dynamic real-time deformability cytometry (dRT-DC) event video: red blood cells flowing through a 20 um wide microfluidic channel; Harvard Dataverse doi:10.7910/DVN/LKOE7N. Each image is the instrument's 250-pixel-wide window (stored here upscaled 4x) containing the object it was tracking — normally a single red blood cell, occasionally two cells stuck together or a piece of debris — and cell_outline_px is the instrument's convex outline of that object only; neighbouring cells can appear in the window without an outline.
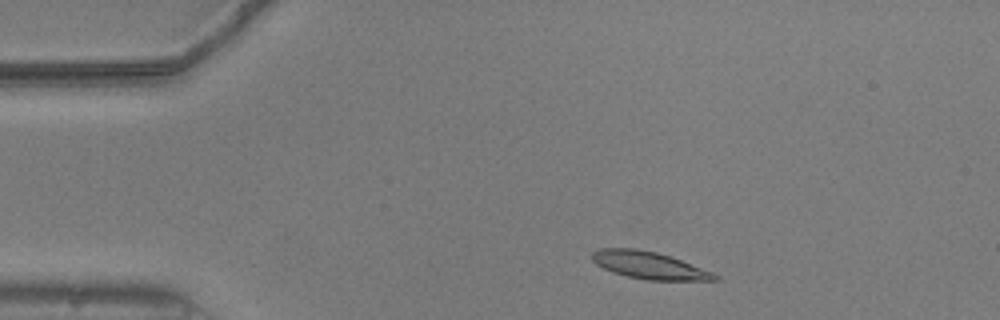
{"species": "common noctule bat (a hibernating species)", "species_latin": "Nyctalus noctula", "temperature_condition": "warm", "stored_images_in_passage": 45, "camera_frame_rate_fps": 3000, "um_per_image_px": 0.085, "animal": {"sex": "male", "body_mass_g": 20.5, "forearm_length_mm": 52.5}, "frame": {"image": 1, "passage_image": 1, "time_ms": 0.0, "image_size_px": [1000, 320], "cell_outline_px": [[720, 280], [648, 280], [628, 276], [612, 272], [596, 264], [592, 260], [592, 252], [600, 248], [636, 248], [656, 252], [672, 256], [712, 272], [720, 276]], "centroid_in_image_um": [55.18, 22.54], "position_along_channel_um": 29.8, "area_um2": 19.48}}
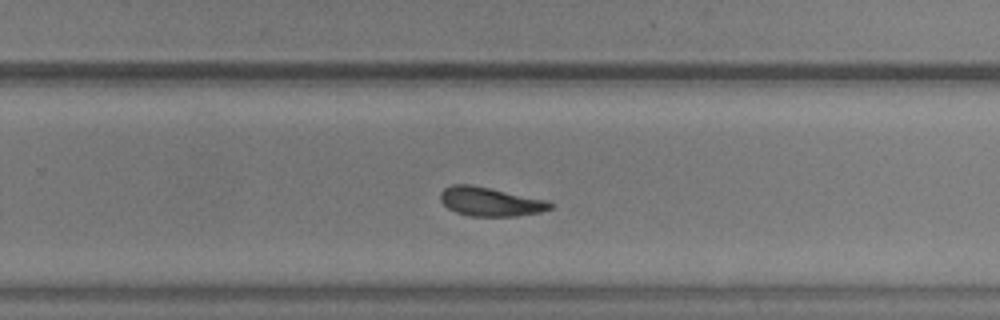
{"frame": {"image": 2, "passage_image": 26, "time_ms": 8.333, "image_size_px": [1000, 320], "cell_outline_px": [[552, 208], [540, 212], [516, 216], [468, 216], [456, 212], [448, 208], [440, 200], [440, 192], [444, 188], [452, 184], [472, 184], [548, 200], [552, 204]], "centroid_in_image_um": [41.65, 17.13], "position_along_channel_um": 288.1, "area_um2": 18.61}}
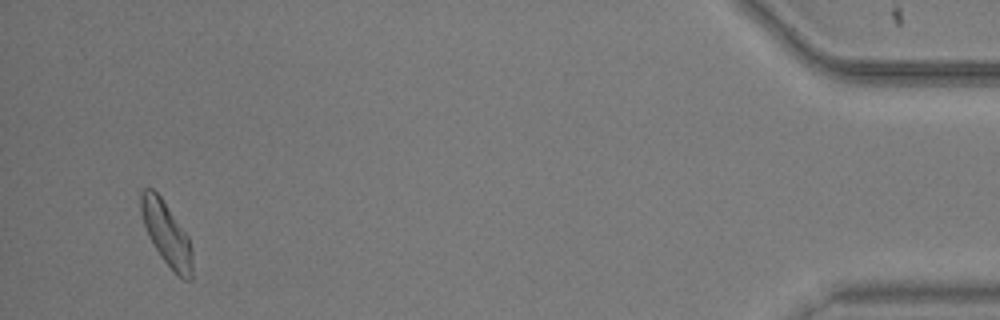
{"frame": {"image": 3, "passage_image": 43, "time_ms": 14.0, "image_size_px": [1000, 320], "cell_outline_px": [[192, 280], [184, 280], [164, 260], [148, 236], [140, 212], [140, 192], [144, 188], [152, 188], [160, 196], [188, 236], [192, 248]], "centroid_in_image_um": [14.15, 19.84], "position_along_channel_um": 421.1, "area_um2": 18.67}, "authors_computed_cell_mechanics": {"area_um2": 18.9584, "velocity_mm_per_s": 3.7362, "shape_relaxation_time_tau1_ms": 4.4625, "shape_relaxation_time_tau2_ms": 8.126, "deformation_change_tau1": 0.1494, "deformation_change_tau2": 0.1656}}